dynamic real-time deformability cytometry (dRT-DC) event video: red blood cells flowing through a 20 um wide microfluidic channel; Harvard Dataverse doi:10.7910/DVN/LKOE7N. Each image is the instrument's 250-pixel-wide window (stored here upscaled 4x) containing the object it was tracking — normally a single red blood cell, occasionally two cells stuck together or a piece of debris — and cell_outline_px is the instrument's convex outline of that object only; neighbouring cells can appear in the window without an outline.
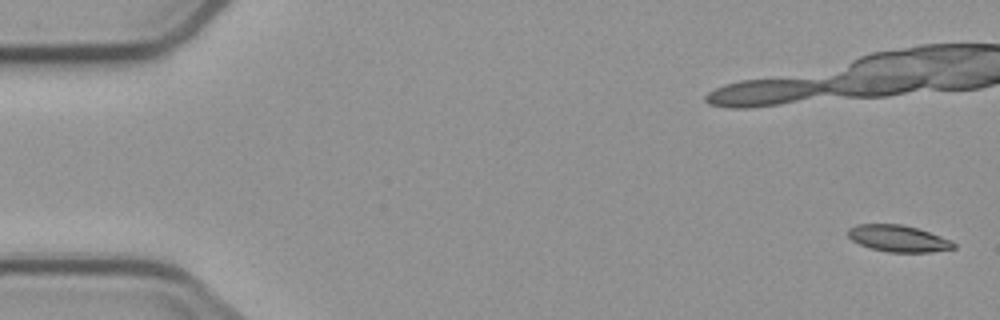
{"species": "common noctule bat (a hibernating species)", "species_latin": "Nyctalus noctula", "temperature_condition": "cold", "stored_images_in_passage": 6, "camera_frame_rate_fps": 3000, "um_per_image_px": 0.085, "animal": {"sex": "male", "body_mass_g": 23.1, "forearm_length_mm": 52.7}, "frame": {"image": 1, "passage_image": 1, "time_ms": 0.0, "image_size_px": [1000, 320], "cell_outline_px": [[956, 248], [932, 252], [888, 252], [872, 248], [860, 244], [852, 240], [848, 236], [848, 228], [856, 224], [900, 224], [916, 228], [952, 240], [956, 244]], "centroid_in_image_um": [76.36, 20.27], "position_along_channel_um": 8.6, "area_um2": 16.3}}